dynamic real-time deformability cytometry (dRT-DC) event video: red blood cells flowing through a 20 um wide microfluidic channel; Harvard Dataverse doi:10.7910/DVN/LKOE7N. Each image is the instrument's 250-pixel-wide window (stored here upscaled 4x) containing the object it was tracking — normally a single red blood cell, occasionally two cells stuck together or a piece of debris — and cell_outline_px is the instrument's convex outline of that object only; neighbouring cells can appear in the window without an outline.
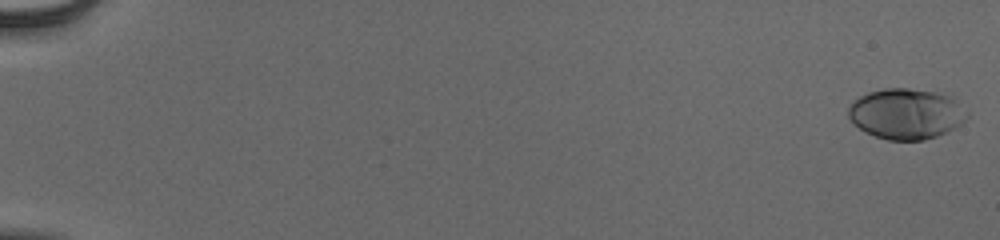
{"species": "human", "species_latin": "Homo sapiens", "temperature_condition": "cold", "stored_images_in_passage": 56, "camera_frame_rate_fps": 3000, "um_per_image_px": 0.085, "donor": {"sex": "male"}, "frame": {"image": 1, "passage_image": 1, "time_ms": 0.0, "image_size_px": [1000, 240], "cell_outline_px": [[968, 116], [960, 124], [936, 136], [924, 140], [888, 140], [864, 132], [848, 116], [848, 108], [860, 96], [868, 92], [888, 88], [908, 88], [932, 92], [948, 96], [968, 112]], "centroid_in_image_um": [76.99, 9.68], "position_along_channel_um": 8.0, "area_um2": 34.28}}
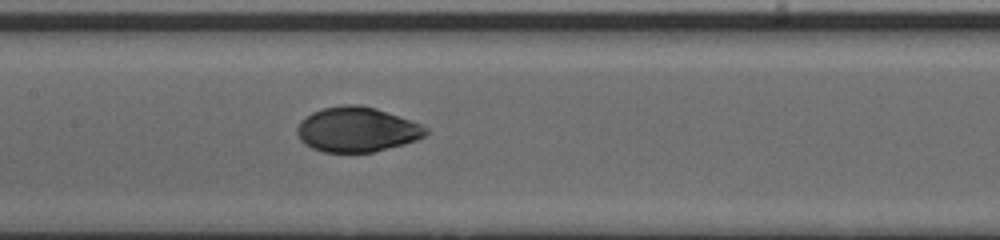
{"frame": {"image": 2, "passage_image": 30, "time_ms": 9.667, "image_size_px": [1000, 240], "cell_outline_px": [[428, 132], [424, 136], [416, 140], [404, 144], [372, 152], [324, 152], [312, 148], [304, 144], [300, 140], [296, 132], [296, 128], [300, 120], [312, 112], [324, 108], [344, 104], [356, 104], [376, 108], [420, 124], [428, 128]], "centroid_in_image_um": [30.3, 11.01], "position_along_channel_um": 177.1, "area_um2": 33.58}}
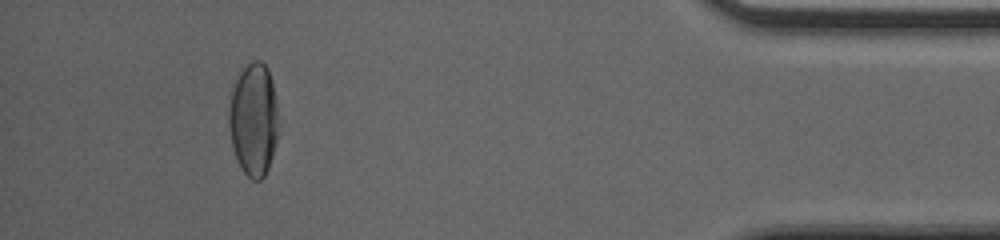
{"frame": {"image": 3, "passage_image": 52, "time_ms": 17.0, "image_size_px": [1000, 240], "cell_outline_px": [[276, 140], [272, 156], [268, 168], [264, 176], [260, 180], [252, 180], [244, 172], [236, 156], [232, 144], [228, 124], [228, 112], [232, 92], [236, 80], [240, 72], [252, 60], [260, 60], [268, 68], [272, 80], [276, 104]], "centroid_in_image_um": [21.54, 10.14], "position_along_channel_um": 413.7, "area_um2": 32.02}, "authors_computed_cell_mechanics": {"area_um2": 33.4662, "velocity_mm_per_s": 3.8895, "shape_relaxation_time_tau1_ms": 4.8065, "shape_relaxation_time_tau2_ms": 0.8326, "deformation_change_tau1": 0.1953, "deformation_change_tau2": 0.0341}}